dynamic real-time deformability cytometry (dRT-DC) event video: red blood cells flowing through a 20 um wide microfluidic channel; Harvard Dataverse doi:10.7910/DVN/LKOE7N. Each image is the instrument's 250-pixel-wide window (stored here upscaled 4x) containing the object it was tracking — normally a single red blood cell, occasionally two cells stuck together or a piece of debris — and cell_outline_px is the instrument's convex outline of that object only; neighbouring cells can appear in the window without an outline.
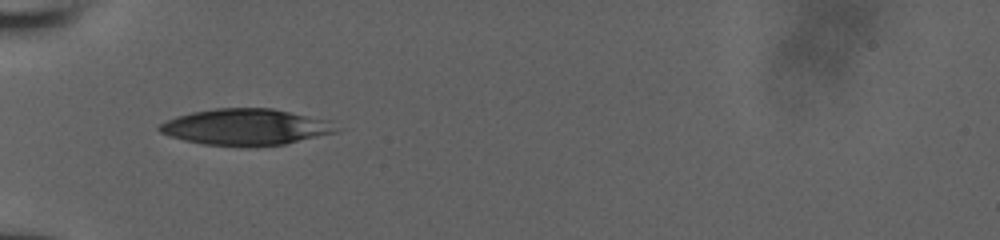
{"species": "human", "species_latin": "Homo sapiens", "temperature_condition": "room temperature", "stored_images_in_passage": 3, "camera_frame_rate_fps": 3000, "um_per_image_px": 0.085, "donor": {"sex": "male"}, "frame": {"image": 1, "passage_image": 1, "time_ms": 0.0, "image_size_px": [1000, 240], "cell_outline_px": [[336, 132], [284, 144], [248, 148], [204, 144], [184, 140], [160, 132], [156, 128], [160, 124], [176, 116], [192, 112], [216, 108], [272, 108], [328, 120]], "centroid_in_image_um": [20.83, 10.81], "position_along_channel_um": 64.2, "area_um2": 37.22}}
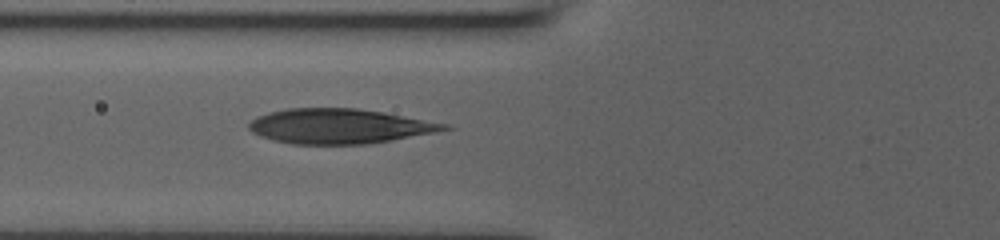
{"frame": {"image": 2, "passage_image": 3, "time_ms": 1.0, "image_size_px": [1000, 240], "cell_outline_px": [[452, 128], [436, 132], [392, 140], [364, 144], [292, 144], [260, 136], [252, 132], [248, 128], [248, 124], [256, 116], [268, 112], [288, 108], [356, 108], [384, 112], [448, 124]], "centroid_in_image_um": [28.82, 10.72], "position_along_channel_um": 97.0, "area_um2": 39.54}}